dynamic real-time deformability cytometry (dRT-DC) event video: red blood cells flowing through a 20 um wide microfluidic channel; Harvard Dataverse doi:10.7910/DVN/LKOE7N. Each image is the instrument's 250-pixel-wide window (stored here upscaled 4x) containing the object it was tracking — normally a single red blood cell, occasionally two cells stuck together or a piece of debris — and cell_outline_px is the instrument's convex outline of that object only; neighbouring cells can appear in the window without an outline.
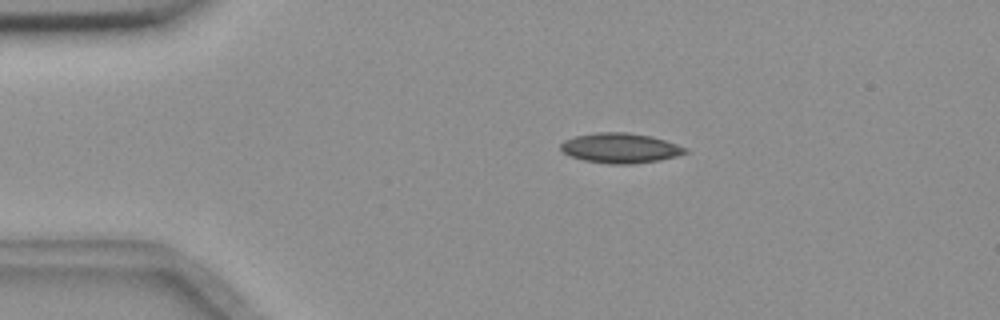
{"species": "common noctule bat (a hibernating species)", "species_latin": "Nyctalus noctula", "temperature_condition": "room temperature", "stored_images_in_passage": 52, "camera_frame_rate_fps": 3000, "um_per_image_px": 0.085, "animal": {"sex": "female", "body_mass_g": 18.4}, "frame": {"image": 1, "passage_image": 8, "time_ms": 2.333, "image_size_px": [1000, 320], "cell_outline_px": [[688, 152], [676, 156], [660, 160], [632, 164], [608, 164], [584, 160], [572, 156], [564, 152], [560, 148], [560, 144], [564, 140], [576, 136], [596, 132], [628, 132], [652, 136], [688, 148]], "centroid_in_image_um": [52.74, 12.58], "position_along_channel_um": 32.3, "area_um2": 21.73}}
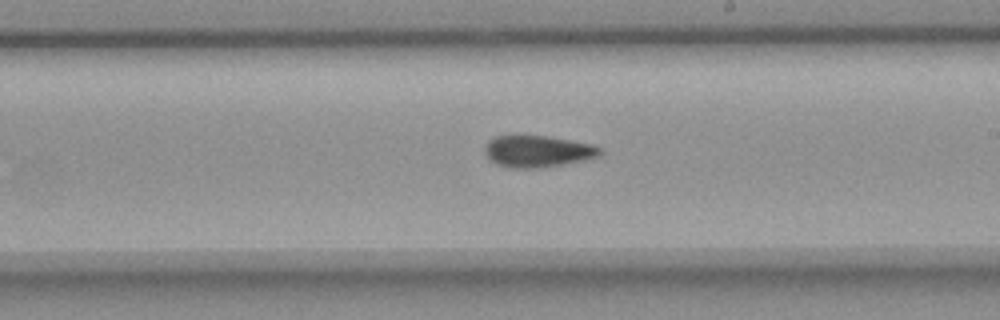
{"frame": {"image": 2, "passage_image": 29, "time_ms": 9.333, "image_size_px": [1000, 320], "cell_outline_px": [[604, 152], [600, 156], [584, 160], [564, 164], [540, 168], [508, 168], [496, 164], [484, 152], [484, 148], [488, 140], [496, 136], [512, 132], [544, 136], [592, 144], [600, 148]], "centroid_in_image_um": [45.65, 12.83], "position_along_channel_um": 243.4, "area_um2": 21.91}}
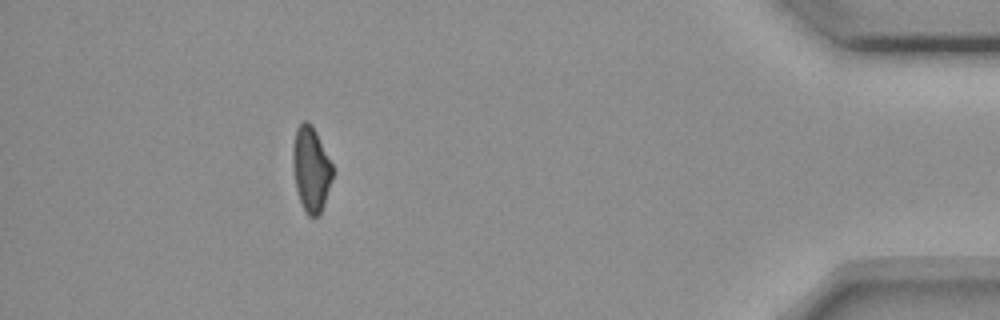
{"frame": {"image": 3, "passage_image": 47, "time_ms": 15.333, "image_size_px": [1000, 320], "cell_outline_px": [[336, 172], [324, 204], [320, 212], [316, 216], [308, 216], [300, 200], [296, 188], [292, 164], [292, 148], [296, 128], [304, 120], [308, 120], [312, 124]], "centroid_in_image_um": [26.45, 14.34], "position_along_channel_um": 408.7, "area_um2": 19.88}, "authors_computed_cell_mechanics": {"area_um2": 20.9236, "velocity_mm_per_s": 3.6627, "shape_relaxation_time_tau1_ms": 9.2369, "shape_relaxation_time_tau2_ms": 4.628, "deformation_change_tau1": 0.1661, "deformation_change_tau2": 0.1046}}